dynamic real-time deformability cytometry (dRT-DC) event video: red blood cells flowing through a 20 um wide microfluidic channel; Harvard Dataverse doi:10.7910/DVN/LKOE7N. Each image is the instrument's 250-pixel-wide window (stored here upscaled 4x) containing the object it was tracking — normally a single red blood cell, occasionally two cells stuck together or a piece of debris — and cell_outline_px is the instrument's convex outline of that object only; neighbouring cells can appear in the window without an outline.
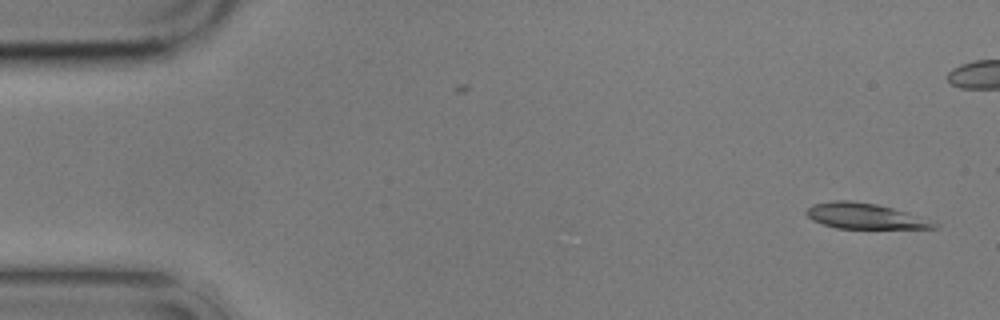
{"species": "common noctule bat (a hibernating species)", "species_latin": "Nyctalus noctula", "temperature_condition": "cold", "stored_images_in_passage": 5, "camera_frame_rate_fps": 3000, "um_per_image_px": 0.085, "animal": {"sex": "male", "body_mass_g": 17.9}, "frame": {"image": 1, "passage_image": 1, "time_ms": 0.0, "image_size_px": [1000, 320], "cell_outline_px": [[940, 228], [836, 228], [812, 220], [804, 212], [812, 204], [836, 200], [852, 200], [876, 204], [892, 208], [920, 216], [940, 224]], "centroid_in_image_um": [73.52, 18.36], "position_along_channel_um": 11.5, "area_um2": 18.96}}
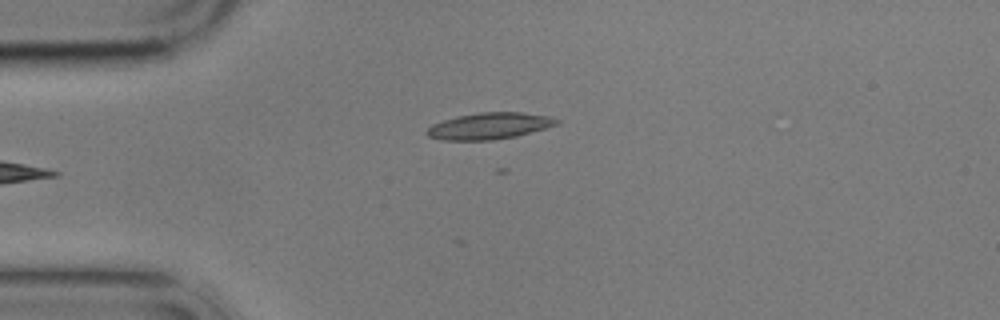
{"frame": {"image": 2, "passage_image": 5, "time_ms": 5.667, "image_size_px": [1000, 320], "cell_outline_px": [[560, 124], [516, 136], [492, 140], [444, 140], [428, 136], [424, 132], [432, 124], [456, 116], [480, 112], [520, 112], [548, 116], [560, 120]], "centroid_in_image_um": [41.59, 10.7], "position_along_channel_um": 43.4, "area_um2": 20.0}}